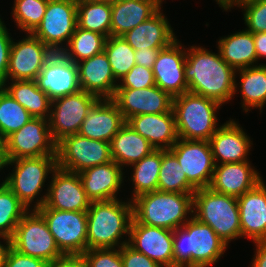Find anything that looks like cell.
Instances as JSON below:
<instances>
[{
  "label": "cell",
  "mask_w": 266,
  "mask_h": 267,
  "mask_svg": "<svg viewBox=\"0 0 266 267\" xmlns=\"http://www.w3.org/2000/svg\"><path fill=\"white\" fill-rule=\"evenodd\" d=\"M110 149L113 161L123 168V165L131 166L155 150L146 138L127 123L110 141Z\"/></svg>",
  "instance_id": "obj_30"
},
{
  "label": "cell",
  "mask_w": 266,
  "mask_h": 267,
  "mask_svg": "<svg viewBox=\"0 0 266 267\" xmlns=\"http://www.w3.org/2000/svg\"><path fill=\"white\" fill-rule=\"evenodd\" d=\"M98 99L97 96L80 90L52 100L48 118L52 139L57 143L65 136L77 134L89 109Z\"/></svg>",
  "instance_id": "obj_13"
},
{
  "label": "cell",
  "mask_w": 266,
  "mask_h": 267,
  "mask_svg": "<svg viewBox=\"0 0 266 267\" xmlns=\"http://www.w3.org/2000/svg\"><path fill=\"white\" fill-rule=\"evenodd\" d=\"M82 255L87 267H123L120 248L88 249Z\"/></svg>",
  "instance_id": "obj_43"
},
{
  "label": "cell",
  "mask_w": 266,
  "mask_h": 267,
  "mask_svg": "<svg viewBox=\"0 0 266 267\" xmlns=\"http://www.w3.org/2000/svg\"><path fill=\"white\" fill-rule=\"evenodd\" d=\"M218 49L221 58L235 71L254 65L258 59L253 33L243 30L219 39ZM255 62V63H254Z\"/></svg>",
  "instance_id": "obj_31"
},
{
  "label": "cell",
  "mask_w": 266,
  "mask_h": 267,
  "mask_svg": "<svg viewBox=\"0 0 266 267\" xmlns=\"http://www.w3.org/2000/svg\"><path fill=\"white\" fill-rule=\"evenodd\" d=\"M126 123L155 149L169 150L178 140L173 109L160 114L132 116Z\"/></svg>",
  "instance_id": "obj_27"
},
{
  "label": "cell",
  "mask_w": 266,
  "mask_h": 267,
  "mask_svg": "<svg viewBox=\"0 0 266 267\" xmlns=\"http://www.w3.org/2000/svg\"><path fill=\"white\" fill-rule=\"evenodd\" d=\"M77 3L78 0H48L45 15L32 33L54 53L62 52L63 42L67 41V46L75 31Z\"/></svg>",
  "instance_id": "obj_11"
},
{
  "label": "cell",
  "mask_w": 266,
  "mask_h": 267,
  "mask_svg": "<svg viewBox=\"0 0 266 267\" xmlns=\"http://www.w3.org/2000/svg\"><path fill=\"white\" fill-rule=\"evenodd\" d=\"M125 123L122 113L112 99H98L89 109L78 134L110 142Z\"/></svg>",
  "instance_id": "obj_23"
},
{
  "label": "cell",
  "mask_w": 266,
  "mask_h": 267,
  "mask_svg": "<svg viewBox=\"0 0 266 267\" xmlns=\"http://www.w3.org/2000/svg\"><path fill=\"white\" fill-rule=\"evenodd\" d=\"M184 67L188 92L213 99L221 105L236 93V71L223 61L220 53L191 46Z\"/></svg>",
  "instance_id": "obj_1"
},
{
  "label": "cell",
  "mask_w": 266,
  "mask_h": 267,
  "mask_svg": "<svg viewBox=\"0 0 266 267\" xmlns=\"http://www.w3.org/2000/svg\"><path fill=\"white\" fill-rule=\"evenodd\" d=\"M121 37L135 51L146 48L164 49L176 40L172 27L161 9Z\"/></svg>",
  "instance_id": "obj_28"
},
{
  "label": "cell",
  "mask_w": 266,
  "mask_h": 267,
  "mask_svg": "<svg viewBox=\"0 0 266 267\" xmlns=\"http://www.w3.org/2000/svg\"><path fill=\"white\" fill-rule=\"evenodd\" d=\"M14 164L13 173L3 182L29 209L42 191L48 173L57 168L56 155L8 160L5 166Z\"/></svg>",
  "instance_id": "obj_8"
},
{
  "label": "cell",
  "mask_w": 266,
  "mask_h": 267,
  "mask_svg": "<svg viewBox=\"0 0 266 267\" xmlns=\"http://www.w3.org/2000/svg\"><path fill=\"white\" fill-rule=\"evenodd\" d=\"M253 39L256 48L257 59L266 57V33H255Z\"/></svg>",
  "instance_id": "obj_51"
},
{
  "label": "cell",
  "mask_w": 266,
  "mask_h": 267,
  "mask_svg": "<svg viewBox=\"0 0 266 267\" xmlns=\"http://www.w3.org/2000/svg\"><path fill=\"white\" fill-rule=\"evenodd\" d=\"M244 1H250V0H240V4H241V2H244Z\"/></svg>",
  "instance_id": "obj_57"
},
{
  "label": "cell",
  "mask_w": 266,
  "mask_h": 267,
  "mask_svg": "<svg viewBox=\"0 0 266 267\" xmlns=\"http://www.w3.org/2000/svg\"><path fill=\"white\" fill-rule=\"evenodd\" d=\"M248 161L215 165L209 188L220 194L239 197L263 179Z\"/></svg>",
  "instance_id": "obj_24"
},
{
  "label": "cell",
  "mask_w": 266,
  "mask_h": 267,
  "mask_svg": "<svg viewBox=\"0 0 266 267\" xmlns=\"http://www.w3.org/2000/svg\"><path fill=\"white\" fill-rule=\"evenodd\" d=\"M122 170L115 161H110L78 173L88 199L91 202L118 199L117 194L124 180Z\"/></svg>",
  "instance_id": "obj_26"
},
{
  "label": "cell",
  "mask_w": 266,
  "mask_h": 267,
  "mask_svg": "<svg viewBox=\"0 0 266 267\" xmlns=\"http://www.w3.org/2000/svg\"><path fill=\"white\" fill-rule=\"evenodd\" d=\"M112 12L110 2L78 0L77 26L100 33L106 38L110 36Z\"/></svg>",
  "instance_id": "obj_34"
},
{
  "label": "cell",
  "mask_w": 266,
  "mask_h": 267,
  "mask_svg": "<svg viewBox=\"0 0 266 267\" xmlns=\"http://www.w3.org/2000/svg\"><path fill=\"white\" fill-rule=\"evenodd\" d=\"M112 100L125 121L132 116L160 114L173 108V97L156 85L142 89L116 88Z\"/></svg>",
  "instance_id": "obj_17"
},
{
  "label": "cell",
  "mask_w": 266,
  "mask_h": 267,
  "mask_svg": "<svg viewBox=\"0 0 266 267\" xmlns=\"http://www.w3.org/2000/svg\"><path fill=\"white\" fill-rule=\"evenodd\" d=\"M81 90L97 96L99 99H112L118 83L103 51L91 58L76 63Z\"/></svg>",
  "instance_id": "obj_25"
},
{
  "label": "cell",
  "mask_w": 266,
  "mask_h": 267,
  "mask_svg": "<svg viewBox=\"0 0 266 267\" xmlns=\"http://www.w3.org/2000/svg\"><path fill=\"white\" fill-rule=\"evenodd\" d=\"M157 190L176 193H194L196 191L188 182L187 176L176 157L169 150L162 149Z\"/></svg>",
  "instance_id": "obj_37"
},
{
  "label": "cell",
  "mask_w": 266,
  "mask_h": 267,
  "mask_svg": "<svg viewBox=\"0 0 266 267\" xmlns=\"http://www.w3.org/2000/svg\"><path fill=\"white\" fill-rule=\"evenodd\" d=\"M241 237L266 242V185L260 181L253 189L237 197Z\"/></svg>",
  "instance_id": "obj_21"
},
{
  "label": "cell",
  "mask_w": 266,
  "mask_h": 267,
  "mask_svg": "<svg viewBox=\"0 0 266 267\" xmlns=\"http://www.w3.org/2000/svg\"><path fill=\"white\" fill-rule=\"evenodd\" d=\"M128 241L162 267H174L173 230L140 224L133 218Z\"/></svg>",
  "instance_id": "obj_18"
},
{
  "label": "cell",
  "mask_w": 266,
  "mask_h": 267,
  "mask_svg": "<svg viewBox=\"0 0 266 267\" xmlns=\"http://www.w3.org/2000/svg\"><path fill=\"white\" fill-rule=\"evenodd\" d=\"M47 223L59 250L64 255L83 254L87 250V212L36 209Z\"/></svg>",
  "instance_id": "obj_10"
},
{
  "label": "cell",
  "mask_w": 266,
  "mask_h": 267,
  "mask_svg": "<svg viewBox=\"0 0 266 267\" xmlns=\"http://www.w3.org/2000/svg\"><path fill=\"white\" fill-rule=\"evenodd\" d=\"M209 143L216 165L247 161L253 145L250 137L233 119L221 125L211 136Z\"/></svg>",
  "instance_id": "obj_22"
},
{
  "label": "cell",
  "mask_w": 266,
  "mask_h": 267,
  "mask_svg": "<svg viewBox=\"0 0 266 267\" xmlns=\"http://www.w3.org/2000/svg\"><path fill=\"white\" fill-rule=\"evenodd\" d=\"M118 199L91 202L87 210V250L121 248L129 241H119L122 235L130 233L133 219V205ZM121 242V243H120ZM121 246H120V245Z\"/></svg>",
  "instance_id": "obj_3"
},
{
  "label": "cell",
  "mask_w": 266,
  "mask_h": 267,
  "mask_svg": "<svg viewBox=\"0 0 266 267\" xmlns=\"http://www.w3.org/2000/svg\"><path fill=\"white\" fill-rule=\"evenodd\" d=\"M228 245L216 232L191 216L173 231L174 267H208L216 263Z\"/></svg>",
  "instance_id": "obj_2"
},
{
  "label": "cell",
  "mask_w": 266,
  "mask_h": 267,
  "mask_svg": "<svg viewBox=\"0 0 266 267\" xmlns=\"http://www.w3.org/2000/svg\"><path fill=\"white\" fill-rule=\"evenodd\" d=\"M29 209L2 182L0 184V238L6 243L13 236L17 224Z\"/></svg>",
  "instance_id": "obj_38"
},
{
  "label": "cell",
  "mask_w": 266,
  "mask_h": 267,
  "mask_svg": "<svg viewBox=\"0 0 266 267\" xmlns=\"http://www.w3.org/2000/svg\"><path fill=\"white\" fill-rule=\"evenodd\" d=\"M117 88L142 89L156 85L151 68L135 65L122 79Z\"/></svg>",
  "instance_id": "obj_44"
},
{
  "label": "cell",
  "mask_w": 266,
  "mask_h": 267,
  "mask_svg": "<svg viewBox=\"0 0 266 267\" xmlns=\"http://www.w3.org/2000/svg\"><path fill=\"white\" fill-rule=\"evenodd\" d=\"M192 216L209 225L227 245L241 237L237 197L214 192L209 187L197 189L193 194Z\"/></svg>",
  "instance_id": "obj_5"
},
{
  "label": "cell",
  "mask_w": 266,
  "mask_h": 267,
  "mask_svg": "<svg viewBox=\"0 0 266 267\" xmlns=\"http://www.w3.org/2000/svg\"><path fill=\"white\" fill-rule=\"evenodd\" d=\"M186 53L176 39L168 47L160 50L152 67L156 86L173 98L188 92L184 74Z\"/></svg>",
  "instance_id": "obj_19"
},
{
  "label": "cell",
  "mask_w": 266,
  "mask_h": 267,
  "mask_svg": "<svg viewBox=\"0 0 266 267\" xmlns=\"http://www.w3.org/2000/svg\"><path fill=\"white\" fill-rule=\"evenodd\" d=\"M105 41L106 37L104 35L76 26L67 45L68 47L64 48L61 53L76 64L102 53Z\"/></svg>",
  "instance_id": "obj_35"
},
{
  "label": "cell",
  "mask_w": 266,
  "mask_h": 267,
  "mask_svg": "<svg viewBox=\"0 0 266 267\" xmlns=\"http://www.w3.org/2000/svg\"><path fill=\"white\" fill-rule=\"evenodd\" d=\"M240 93L242 108L248 112L252 108H260L266 104V64L239 69Z\"/></svg>",
  "instance_id": "obj_33"
},
{
  "label": "cell",
  "mask_w": 266,
  "mask_h": 267,
  "mask_svg": "<svg viewBox=\"0 0 266 267\" xmlns=\"http://www.w3.org/2000/svg\"><path fill=\"white\" fill-rule=\"evenodd\" d=\"M33 116L0 86V133L6 139Z\"/></svg>",
  "instance_id": "obj_40"
},
{
  "label": "cell",
  "mask_w": 266,
  "mask_h": 267,
  "mask_svg": "<svg viewBox=\"0 0 266 267\" xmlns=\"http://www.w3.org/2000/svg\"><path fill=\"white\" fill-rule=\"evenodd\" d=\"M6 163H7L6 143H5V138L0 133V170L5 167Z\"/></svg>",
  "instance_id": "obj_52"
},
{
  "label": "cell",
  "mask_w": 266,
  "mask_h": 267,
  "mask_svg": "<svg viewBox=\"0 0 266 267\" xmlns=\"http://www.w3.org/2000/svg\"><path fill=\"white\" fill-rule=\"evenodd\" d=\"M0 18V86L8 82L7 71L9 66L12 37Z\"/></svg>",
  "instance_id": "obj_46"
},
{
  "label": "cell",
  "mask_w": 266,
  "mask_h": 267,
  "mask_svg": "<svg viewBox=\"0 0 266 267\" xmlns=\"http://www.w3.org/2000/svg\"><path fill=\"white\" fill-rule=\"evenodd\" d=\"M156 1L160 6H162L161 4H162L163 0H156Z\"/></svg>",
  "instance_id": "obj_56"
},
{
  "label": "cell",
  "mask_w": 266,
  "mask_h": 267,
  "mask_svg": "<svg viewBox=\"0 0 266 267\" xmlns=\"http://www.w3.org/2000/svg\"><path fill=\"white\" fill-rule=\"evenodd\" d=\"M36 82L51 100L75 94L81 90L77 65L61 52L53 53L46 61Z\"/></svg>",
  "instance_id": "obj_20"
},
{
  "label": "cell",
  "mask_w": 266,
  "mask_h": 267,
  "mask_svg": "<svg viewBox=\"0 0 266 267\" xmlns=\"http://www.w3.org/2000/svg\"><path fill=\"white\" fill-rule=\"evenodd\" d=\"M90 1H101V2H115V1H120V0H90Z\"/></svg>",
  "instance_id": "obj_55"
},
{
  "label": "cell",
  "mask_w": 266,
  "mask_h": 267,
  "mask_svg": "<svg viewBox=\"0 0 266 267\" xmlns=\"http://www.w3.org/2000/svg\"><path fill=\"white\" fill-rule=\"evenodd\" d=\"M49 264L42 259L23 255L7 244L1 267H49Z\"/></svg>",
  "instance_id": "obj_45"
},
{
  "label": "cell",
  "mask_w": 266,
  "mask_h": 267,
  "mask_svg": "<svg viewBox=\"0 0 266 267\" xmlns=\"http://www.w3.org/2000/svg\"><path fill=\"white\" fill-rule=\"evenodd\" d=\"M193 194L153 191L132 199L133 218L140 224L176 230L193 213Z\"/></svg>",
  "instance_id": "obj_4"
},
{
  "label": "cell",
  "mask_w": 266,
  "mask_h": 267,
  "mask_svg": "<svg viewBox=\"0 0 266 267\" xmlns=\"http://www.w3.org/2000/svg\"><path fill=\"white\" fill-rule=\"evenodd\" d=\"M219 4V6L223 7L224 10H230L233 6L237 7L240 5V0H216Z\"/></svg>",
  "instance_id": "obj_53"
},
{
  "label": "cell",
  "mask_w": 266,
  "mask_h": 267,
  "mask_svg": "<svg viewBox=\"0 0 266 267\" xmlns=\"http://www.w3.org/2000/svg\"><path fill=\"white\" fill-rule=\"evenodd\" d=\"M221 104L190 92L173 98L178 138L209 141L219 127L216 112Z\"/></svg>",
  "instance_id": "obj_6"
},
{
  "label": "cell",
  "mask_w": 266,
  "mask_h": 267,
  "mask_svg": "<svg viewBox=\"0 0 266 267\" xmlns=\"http://www.w3.org/2000/svg\"><path fill=\"white\" fill-rule=\"evenodd\" d=\"M256 252L252 261V267H266V242H255Z\"/></svg>",
  "instance_id": "obj_50"
},
{
  "label": "cell",
  "mask_w": 266,
  "mask_h": 267,
  "mask_svg": "<svg viewBox=\"0 0 266 267\" xmlns=\"http://www.w3.org/2000/svg\"><path fill=\"white\" fill-rule=\"evenodd\" d=\"M47 194L37 199L34 209L50 208L62 211L87 212L88 199L79 174L57 167L52 173Z\"/></svg>",
  "instance_id": "obj_14"
},
{
  "label": "cell",
  "mask_w": 266,
  "mask_h": 267,
  "mask_svg": "<svg viewBox=\"0 0 266 267\" xmlns=\"http://www.w3.org/2000/svg\"><path fill=\"white\" fill-rule=\"evenodd\" d=\"M56 157L57 167L76 173L113 161L110 142L86 138L78 133L65 136L56 143Z\"/></svg>",
  "instance_id": "obj_9"
},
{
  "label": "cell",
  "mask_w": 266,
  "mask_h": 267,
  "mask_svg": "<svg viewBox=\"0 0 266 267\" xmlns=\"http://www.w3.org/2000/svg\"><path fill=\"white\" fill-rule=\"evenodd\" d=\"M161 163L162 149H155L139 162L131 165L134 167L132 175L134 183L133 199L139 195L157 191Z\"/></svg>",
  "instance_id": "obj_36"
},
{
  "label": "cell",
  "mask_w": 266,
  "mask_h": 267,
  "mask_svg": "<svg viewBox=\"0 0 266 267\" xmlns=\"http://www.w3.org/2000/svg\"><path fill=\"white\" fill-rule=\"evenodd\" d=\"M104 52L116 80H121L136 65L135 50L120 36L106 38Z\"/></svg>",
  "instance_id": "obj_39"
},
{
  "label": "cell",
  "mask_w": 266,
  "mask_h": 267,
  "mask_svg": "<svg viewBox=\"0 0 266 267\" xmlns=\"http://www.w3.org/2000/svg\"><path fill=\"white\" fill-rule=\"evenodd\" d=\"M169 151L196 190L209 187L216 165L209 141L178 138Z\"/></svg>",
  "instance_id": "obj_15"
},
{
  "label": "cell",
  "mask_w": 266,
  "mask_h": 267,
  "mask_svg": "<svg viewBox=\"0 0 266 267\" xmlns=\"http://www.w3.org/2000/svg\"><path fill=\"white\" fill-rule=\"evenodd\" d=\"M8 160L56 155V142L52 139L49 120L31 118L21 129L5 139Z\"/></svg>",
  "instance_id": "obj_12"
},
{
  "label": "cell",
  "mask_w": 266,
  "mask_h": 267,
  "mask_svg": "<svg viewBox=\"0 0 266 267\" xmlns=\"http://www.w3.org/2000/svg\"><path fill=\"white\" fill-rule=\"evenodd\" d=\"M161 49L146 48L135 51V62L145 68L153 67Z\"/></svg>",
  "instance_id": "obj_49"
},
{
  "label": "cell",
  "mask_w": 266,
  "mask_h": 267,
  "mask_svg": "<svg viewBox=\"0 0 266 267\" xmlns=\"http://www.w3.org/2000/svg\"><path fill=\"white\" fill-rule=\"evenodd\" d=\"M49 267H87V265L82 254H71L55 259L50 262Z\"/></svg>",
  "instance_id": "obj_48"
},
{
  "label": "cell",
  "mask_w": 266,
  "mask_h": 267,
  "mask_svg": "<svg viewBox=\"0 0 266 267\" xmlns=\"http://www.w3.org/2000/svg\"><path fill=\"white\" fill-rule=\"evenodd\" d=\"M10 84L4 83L2 88L33 117L49 118L52 100L38 87L36 80H14Z\"/></svg>",
  "instance_id": "obj_32"
},
{
  "label": "cell",
  "mask_w": 266,
  "mask_h": 267,
  "mask_svg": "<svg viewBox=\"0 0 266 267\" xmlns=\"http://www.w3.org/2000/svg\"><path fill=\"white\" fill-rule=\"evenodd\" d=\"M6 244V245H5ZM5 244H1L0 242V267H1V264H2V257H3V254H4V251H5V248L7 246L8 243L5 242Z\"/></svg>",
  "instance_id": "obj_54"
},
{
  "label": "cell",
  "mask_w": 266,
  "mask_h": 267,
  "mask_svg": "<svg viewBox=\"0 0 266 267\" xmlns=\"http://www.w3.org/2000/svg\"><path fill=\"white\" fill-rule=\"evenodd\" d=\"M48 0H14L13 19L27 34L33 33L40 25Z\"/></svg>",
  "instance_id": "obj_41"
},
{
  "label": "cell",
  "mask_w": 266,
  "mask_h": 267,
  "mask_svg": "<svg viewBox=\"0 0 266 267\" xmlns=\"http://www.w3.org/2000/svg\"><path fill=\"white\" fill-rule=\"evenodd\" d=\"M29 211L30 209L17 224L8 244L23 255L39 258L48 263L63 256L43 216L36 209L30 211L31 213Z\"/></svg>",
  "instance_id": "obj_7"
},
{
  "label": "cell",
  "mask_w": 266,
  "mask_h": 267,
  "mask_svg": "<svg viewBox=\"0 0 266 267\" xmlns=\"http://www.w3.org/2000/svg\"><path fill=\"white\" fill-rule=\"evenodd\" d=\"M123 267H162L141 252L136 251L128 243L120 248Z\"/></svg>",
  "instance_id": "obj_47"
},
{
  "label": "cell",
  "mask_w": 266,
  "mask_h": 267,
  "mask_svg": "<svg viewBox=\"0 0 266 267\" xmlns=\"http://www.w3.org/2000/svg\"><path fill=\"white\" fill-rule=\"evenodd\" d=\"M53 53L32 33L19 42L12 41L7 80H36Z\"/></svg>",
  "instance_id": "obj_16"
},
{
  "label": "cell",
  "mask_w": 266,
  "mask_h": 267,
  "mask_svg": "<svg viewBox=\"0 0 266 267\" xmlns=\"http://www.w3.org/2000/svg\"><path fill=\"white\" fill-rule=\"evenodd\" d=\"M244 9V21L251 33H266V0L241 2Z\"/></svg>",
  "instance_id": "obj_42"
},
{
  "label": "cell",
  "mask_w": 266,
  "mask_h": 267,
  "mask_svg": "<svg viewBox=\"0 0 266 267\" xmlns=\"http://www.w3.org/2000/svg\"><path fill=\"white\" fill-rule=\"evenodd\" d=\"M161 9L156 0H120L111 3L110 36H123Z\"/></svg>",
  "instance_id": "obj_29"
}]
</instances>
